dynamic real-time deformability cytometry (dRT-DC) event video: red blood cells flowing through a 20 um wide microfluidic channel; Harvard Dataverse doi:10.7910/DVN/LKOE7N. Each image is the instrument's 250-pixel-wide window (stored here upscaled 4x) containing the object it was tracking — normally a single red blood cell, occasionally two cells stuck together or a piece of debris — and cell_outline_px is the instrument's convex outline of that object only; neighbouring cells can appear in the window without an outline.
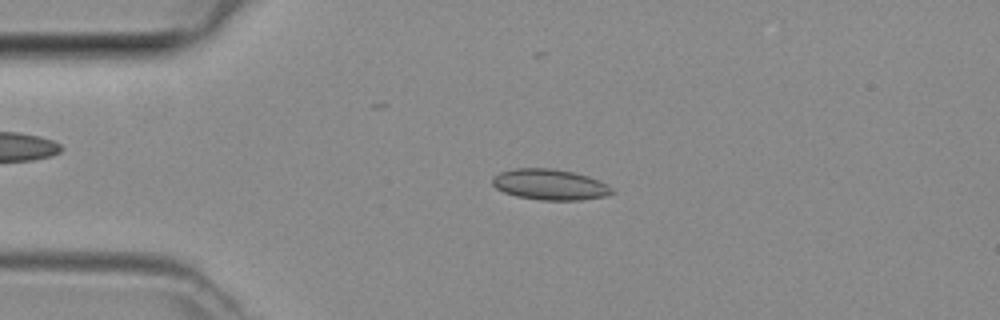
{"species": "common noctule bat (a hibernating species)", "species_latin": "Nyctalus noctula", "temperature_condition": "room temperature", "stored_images_in_passage": 43, "camera_frame_rate_fps": 3000, "um_per_image_px": 0.085, "animal": {"sex": "female", "body_mass_g": 29.2, "forearm_length_mm": 56.3}, "frame": {"image": 1, "passage_image": 6, "time_ms": 1.667, "image_size_px": [1000, 320], "cell_outline_px": [[616, 192], [604, 196], [580, 200], [540, 200], [516, 196], [504, 192], [496, 188], [492, 184], [492, 180], [500, 172], [516, 168], [552, 168], [572, 172], [588, 176], [600, 180], [612, 188]], "centroid_in_image_um": [46.75, 15.69], "position_along_channel_um": 38.2, "area_um2": 21.39}}
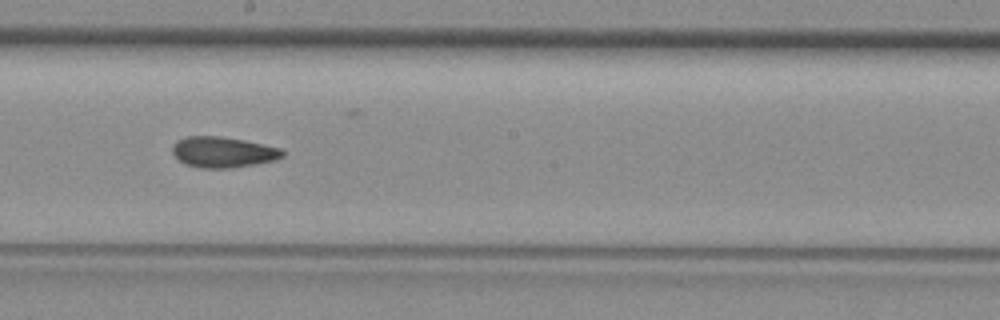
{"frame": {"image": 2, "passage_image": 21, "time_ms": 6.667, "image_size_px": [1000, 320], "cell_outline_px": [[284, 156], [276, 160], [256, 164], [232, 168], [200, 168], [184, 164], [172, 152], [172, 148], [180, 140], [188, 136], [220, 136], [244, 140], [280, 148], [284, 152]], "centroid_in_image_um": [18.99, 12.94], "position_along_channel_um": 229.2, "area_um2": 19.59}}
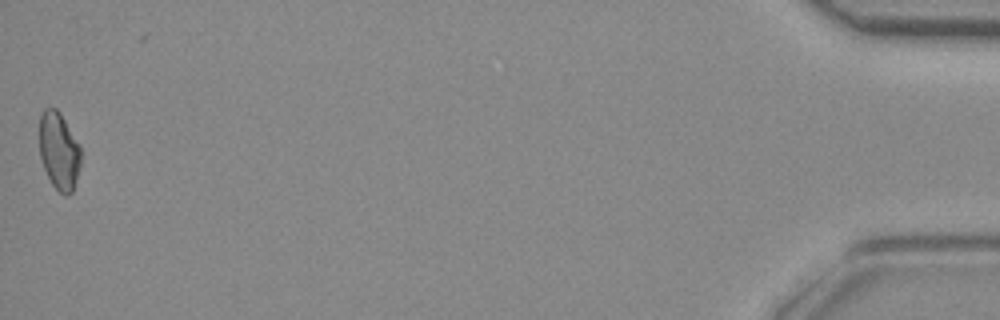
{"frame": {"image": 3, "passage_image": 42, "time_ms": 13.667, "image_size_px": [1000, 320], "cell_outline_px": [[80, 164], [72, 192], [68, 196], [64, 196], [52, 184], [44, 168], [40, 156], [40, 116], [44, 108], [56, 108], [60, 112], [80, 144]], "centroid_in_image_um": [5.02, 12.81], "position_along_channel_um": 430.2, "area_um2": 18.61}}